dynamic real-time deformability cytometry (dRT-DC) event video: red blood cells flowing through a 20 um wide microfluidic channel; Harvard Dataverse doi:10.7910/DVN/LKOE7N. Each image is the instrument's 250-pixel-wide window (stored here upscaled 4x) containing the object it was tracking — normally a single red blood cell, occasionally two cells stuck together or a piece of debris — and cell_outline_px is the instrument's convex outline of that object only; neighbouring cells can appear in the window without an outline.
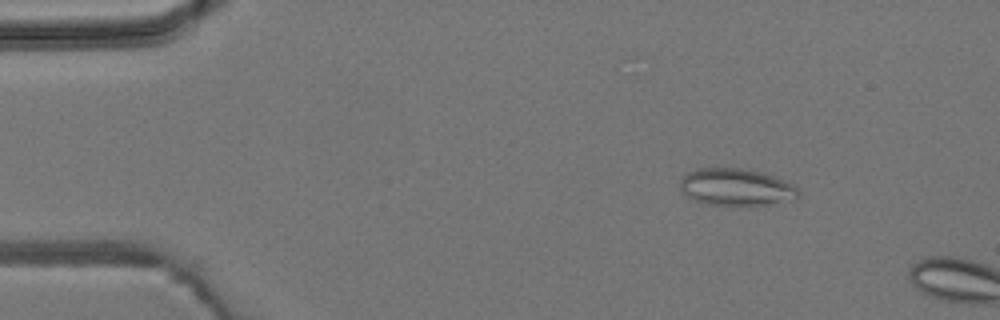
{"species": "common noctule bat (a hibernating species)", "species_latin": "Nyctalus noctula", "temperature_condition": "room temperature", "stored_images_in_passage": 3, "camera_frame_rate_fps": 3000, "um_per_image_px": 0.085, "animal": {"sex": "male", "body_mass_g": 19.2, "forearm_length_mm": 51.8}, "frame": {"image": 1, "passage_image": 2, "time_ms": 1.0, "image_size_px": [1000, 320], "cell_outline_px": [[800, 196], [796, 200], [748, 208], [708, 204], [696, 200], [688, 196], [680, 188], [680, 180], [688, 172], [696, 168], [740, 168], [760, 172], [772, 176], [792, 184], [800, 192]], "centroid_in_image_um": [62.62, 15.95], "position_along_channel_um": 22.4, "area_um2": 26.13}}